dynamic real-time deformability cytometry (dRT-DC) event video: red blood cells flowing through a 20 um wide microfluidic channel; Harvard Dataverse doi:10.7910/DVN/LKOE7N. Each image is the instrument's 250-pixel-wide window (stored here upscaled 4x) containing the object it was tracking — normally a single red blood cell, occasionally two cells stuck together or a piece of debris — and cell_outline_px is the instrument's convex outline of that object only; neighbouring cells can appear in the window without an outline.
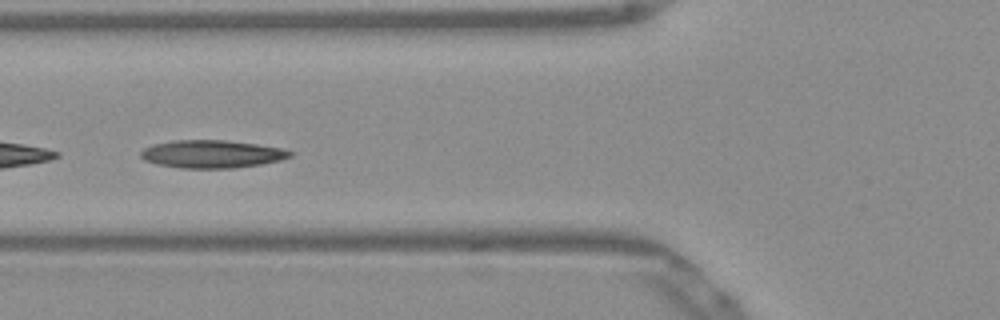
{"species": "Egyptian fruit bat (a non-hibernating species)", "species_latin": "Rousettus aegyptiacus", "temperature_condition": "warm", "stored_images_in_passage": 42, "camera_frame_rate_fps": 3000, "um_per_image_px": 0.085, "frame": {"image": 1, "passage_image": 9, "time_ms": 2.667, "image_size_px": [1000, 320], "cell_outline_px": [[292, 156], [280, 160], [260, 164], [232, 168], [180, 168], [160, 164], [144, 160], [140, 156], [140, 152], [144, 148], [152, 144], [172, 140], [224, 140], [256, 144], [280, 148], [292, 152]], "centroid_in_image_um": [17.97, 13.09], "position_along_channel_um": 107.8, "area_um2": 24.04}}
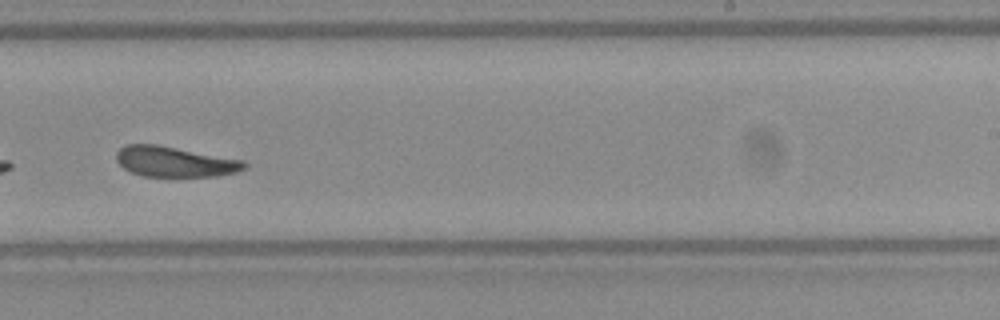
{"frame": {"image": 2, "passage_image": 22, "time_ms": 7.0, "image_size_px": [1000, 320], "cell_outline_px": [[248, 168], [236, 172], [216, 176], [144, 176], [132, 172], [124, 168], [116, 160], [116, 152], [124, 144], [156, 144], [244, 160], [248, 164]], "centroid_in_image_um": [14.87, 13.74], "position_along_channel_um": 274.1, "area_um2": 22.66}}
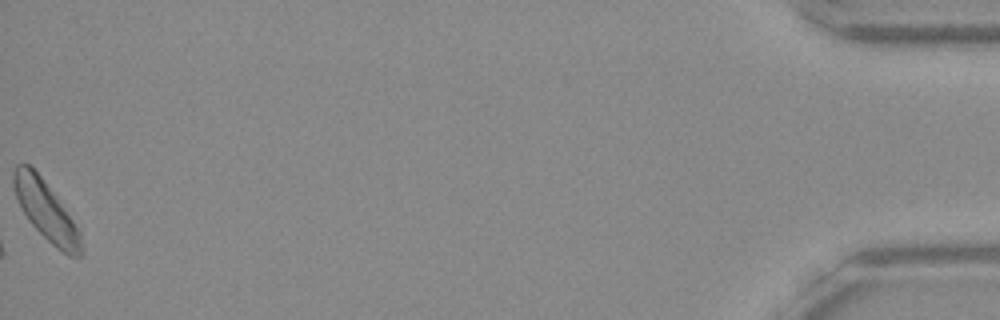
{"frame": {"image": 3, "passage_image": 42, "time_ms": 13.667, "image_size_px": [1000, 320], "cell_outline_px": [[84, 252], [80, 256], [68, 256], [56, 248], [28, 220], [16, 196], [12, 184], [12, 172], [16, 164], [28, 164], [40, 176], [52, 192], [72, 220], [80, 232], [84, 248]], "centroid_in_image_um": [3.91, 17.94], "position_along_channel_um": 431.3, "area_um2": 22.72}, "authors_computed_cell_mechanics": {"area_um2": 23.2356, "velocity_mm_per_s": 3.8367, "shape_relaxation_time_tau1_ms": null, "shape_relaxation_time_tau2_ms": 5.7084, "deformation_change_tau1": null, "deformation_change_tau2": 0.1285}}